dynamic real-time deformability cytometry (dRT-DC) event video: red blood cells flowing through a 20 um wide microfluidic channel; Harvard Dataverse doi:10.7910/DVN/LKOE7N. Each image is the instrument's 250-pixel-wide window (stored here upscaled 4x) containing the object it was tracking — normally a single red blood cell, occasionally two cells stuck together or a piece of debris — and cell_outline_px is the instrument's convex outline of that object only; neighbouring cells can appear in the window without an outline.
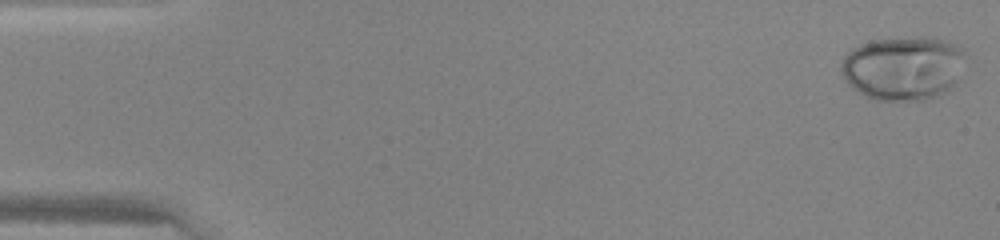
{"species": "human", "species_latin": "Homo sapiens", "temperature_condition": "warm", "stored_images_in_passage": 47, "camera_frame_rate_fps": 3000, "um_per_image_px": 0.085, "donor": {"sex": "female"}, "frame": {"image": 1, "passage_image": 1, "time_ms": 0.0, "image_size_px": [1000, 240], "cell_outline_px": [[964, 56], [956, 80], [940, 96], [924, 100], [876, 100], [864, 96], [844, 76], [840, 68], [840, 64], [844, 56], [852, 48], [872, 40], [928, 36], [948, 40], [964, 48]], "centroid_in_image_um": [76.78, 5.76], "position_along_channel_um": 8.2, "area_um2": 46.07}}
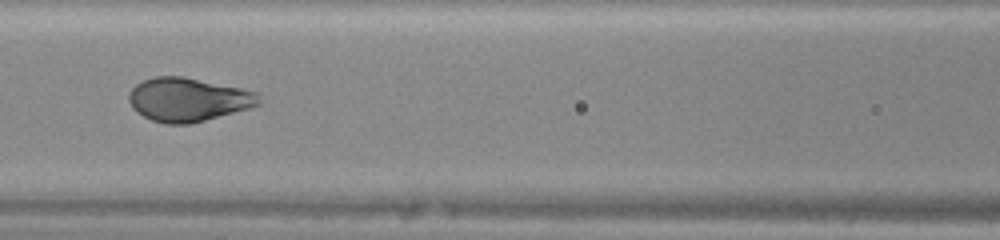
{"frame": {"image": 2, "passage_image": 21, "time_ms": 6.667, "image_size_px": [1000, 240], "cell_outline_px": [[260, 104], [252, 108], [188, 124], [164, 124], [152, 120], [136, 112], [132, 108], [128, 100], [128, 92], [136, 84], [144, 80], [156, 76], [180, 76], [240, 88], [256, 92], [260, 100]], "centroid_in_image_um": [15.95, 8.47], "position_along_channel_um": 150.6, "area_um2": 32.95}}
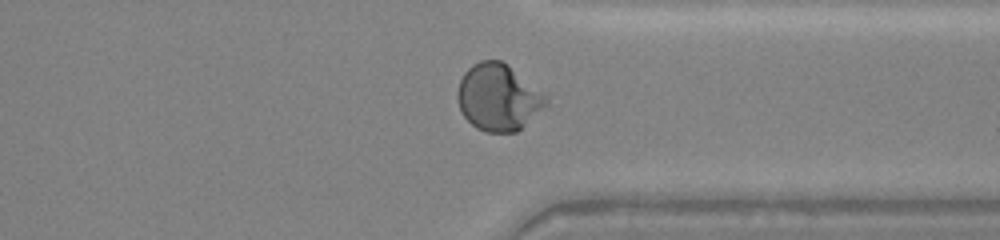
{"frame": {"image": 3, "passage_image": 36, "time_ms": 11.667, "image_size_px": [1000, 240], "cell_outline_px": [[548, 104], [516, 132], [484, 132], [476, 128], [464, 116], [460, 108], [456, 96], [456, 92], [460, 80], [464, 72], [472, 64], [480, 60], [500, 60], [548, 96]], "centroid_in_image_um": [42.33, 8.28], "position_along_channel_um": 369.1, "area_um2": 34.16}}